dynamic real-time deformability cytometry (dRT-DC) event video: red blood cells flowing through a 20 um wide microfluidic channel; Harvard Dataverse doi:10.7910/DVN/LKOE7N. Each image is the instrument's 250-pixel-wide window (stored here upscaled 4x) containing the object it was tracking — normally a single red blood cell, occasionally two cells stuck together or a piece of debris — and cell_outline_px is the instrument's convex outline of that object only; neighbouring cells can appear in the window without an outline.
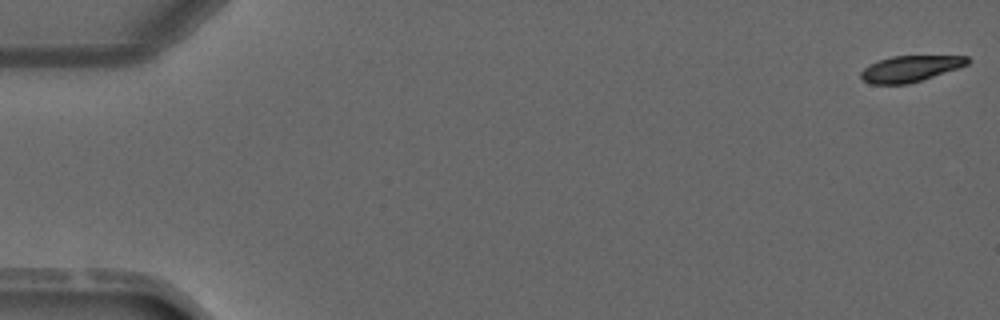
{"species": "common noctule bat (a hibernating species)", "species_latin": "Nyctalus noctula", "temperature_condition": "warm", "stored_images_in_passage": 4, "camera_frame_rate_fps": 3000, "um_per_image_px": 0.085, "animal": {"sex": "male", "forearm_length_mm": 52.5}, "frame": {"image": 1, "passage_image": 1, "time_ms": 0.0, "image_size_px": [1000, 320], "cell_outline_px": [[968, 64], [908, 84], [872, 84], [864, 80], [860, 76], [860, 72], [868, 64], [892, 56], [968, 56]], "centroid_in_image_um": [77.31, 5.83], "position_along_channel_um": 7.7, "area_um2": 15.84}}
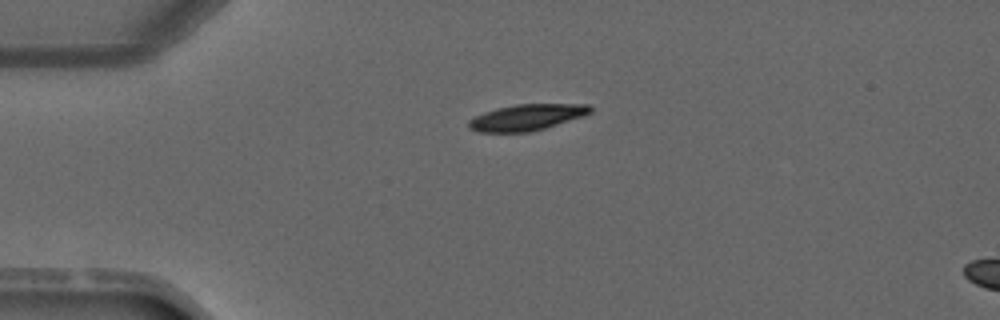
{"frame": {"image": 2, "passage_image": 3, "time_ms": 3.333, "image_size_px": [1000, 320], "cell_outline_px": [[592, 112], [584, 116], [532, 132], [476, 132], [468, 128], [468, 120], [484, 112], [496, 108], [516, 104], [588, 104], [592, 108]], "centroid_in_image_um": [44.77, 9.98], "position_along_channel_um": 40.2, "area_um2": 18.67}}